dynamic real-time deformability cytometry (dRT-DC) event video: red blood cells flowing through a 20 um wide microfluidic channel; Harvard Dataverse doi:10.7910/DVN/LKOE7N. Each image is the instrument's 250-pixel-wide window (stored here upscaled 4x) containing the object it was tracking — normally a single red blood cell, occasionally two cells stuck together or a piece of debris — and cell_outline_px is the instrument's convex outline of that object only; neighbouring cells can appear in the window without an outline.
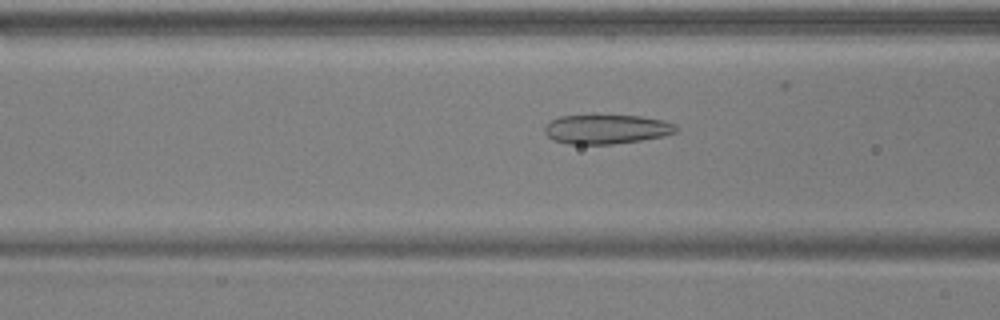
{"species": "common noctule bat (a hibernating species)", "species_latin": "Nyctalus noctula", "temperature_condition": "warm", "stored_images_in_passage": 39, "camera_frame_rate_fps": 3000, "um_per_image_px": 0.085, "animal": {"sex": "male", "body_mass_g": 17.9, "forearm_length_mm": 54.2}, "frame": {"image": 1, "passage_image": 16, "time_ms": 5.0, "image_size_px": [1000, 320], "cell_outline_px": [[676, 132], [664, 136], [640, 140], [612, 144], [568, 144], [556, 140], [548, 136], [544, 132], [544, 128], [552, 120], [560, 116], [640, 116], [660, 120], [676, 124]], "centroid_in_image_um": [51.56, 10.99], "position_along_channel_um": 115.0, "area_um2": 22.02}}
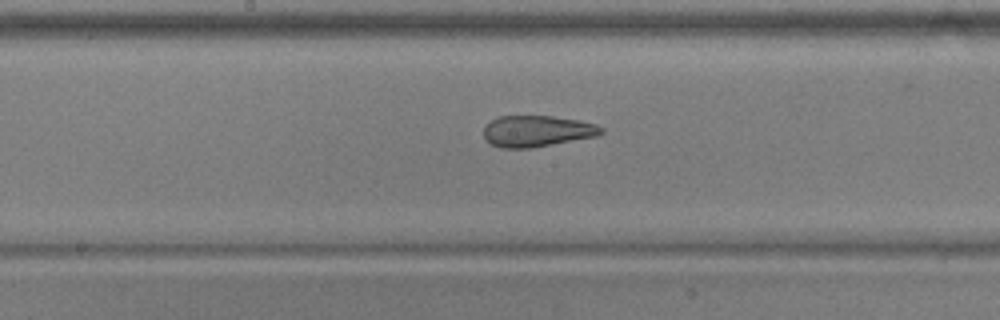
{"frame": {"image": 2, "passage_image": 23, "time_ms": 7.333, "image_size_px": [1000, 320], "cell_outline_px": [[604, 132], [596, 136], [532, 148], [500, 148], [492, 144], [484, 136], [484, 128], [492, 120], [500, 116], [552, 116], [576, 120], [596, 124], [604, 128]], "centroid_in_image_um": [45.66, 11.15], "position_along_channel_um": 202.5, "area_um2": 21.21}}
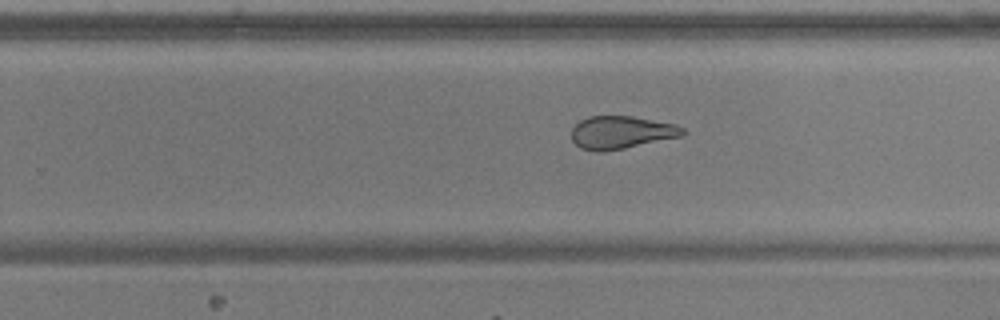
{"frame": {"image": 3, "passage_image": 29, "time_ms": 9.333, "image_size_px": [1000, 320], "cell_outline_px": [[688, 132], [680, 136], [624, 148], [604, 152], [596, 152], [580, 148], [572, 140], [572, 128], [580, 120], [588, 116], [632, 116], [676, 124], [684, 128]], "centroid_in_image_um": [52.79, 11.25], "position_along_channel_um": 277.0, "area_um2": 21.27}}